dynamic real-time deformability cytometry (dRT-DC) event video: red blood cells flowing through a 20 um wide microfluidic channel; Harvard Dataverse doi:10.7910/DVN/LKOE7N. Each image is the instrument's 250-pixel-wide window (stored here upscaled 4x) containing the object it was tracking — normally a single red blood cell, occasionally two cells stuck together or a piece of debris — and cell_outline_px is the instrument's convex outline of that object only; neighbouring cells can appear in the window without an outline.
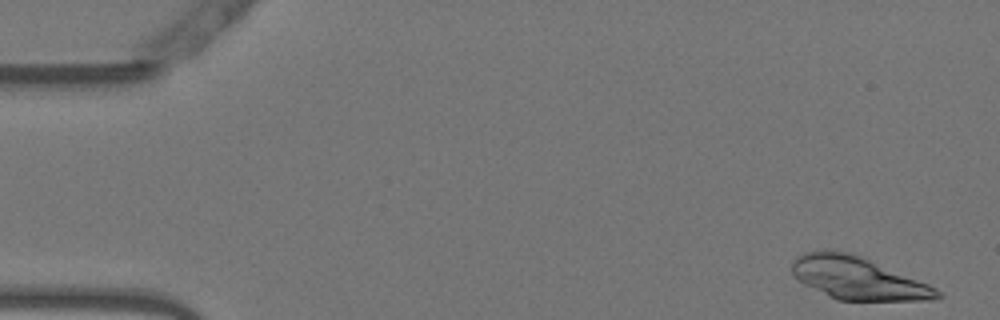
{"species": "Egyptian fruit bat (a non-hibernating species)", "species_latin": "Rousettus aegyptiacus", "temperature_condition": "warm", "stored_images_in_passage": 13, "camera_frame_rate_fps": 3000, "um_per_image_px": 0.085, "animal": {"sex": "female"}, "frame": {"image": 1, "passage_image": 2, "time_ms": 0.333, "image_size_px": [1000, 320], "cell_outline_px": [[944, 296], [932, 300], [836, 300], [804, 284], [792, 272], [792, 260], [796, 256], [804, 252], [852, 252], [928, 284], [936, 288]], "centroid_in_image_um": [72.93, 23.66], "position_along_channel_um": 12.1, "area_um2": 35.43}}